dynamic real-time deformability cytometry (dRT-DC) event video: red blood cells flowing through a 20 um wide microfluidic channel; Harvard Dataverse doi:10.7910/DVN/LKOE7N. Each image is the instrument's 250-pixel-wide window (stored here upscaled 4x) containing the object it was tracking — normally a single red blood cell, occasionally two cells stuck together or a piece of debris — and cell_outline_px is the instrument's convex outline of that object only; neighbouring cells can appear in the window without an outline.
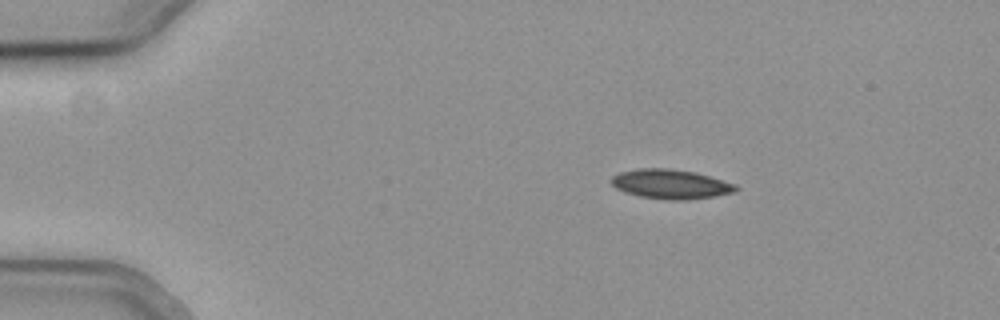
{"species": "common noctule bat (a hibernating species)", "species_latin": "Nyctalus noctula", "temperature_condition": "cold", "stored_images_in_passage": 8, "camera_frame_rate_fps": 3000, "um_per_image_px": 0.085, "animal": {"sex": "female", "body_mass_g": 19.3, "forearm_length_mm": 54.1}, "frame": {"image": 1, "passage_image": 1, "time_ms": 0.0, "image_size_px": [1000, 320], "cell_outline_px": [[740, 188], [736, 192], [716, 196], [684, 200], [672, 200], [640, 196], [624, 192], [616, 188], [608, 180], [612, 176], [620, 172], [636, 168], [672, 168], [696, 172], [736, 184]], "centroid_in_image_um": [57.01, 15.64], "position_along_channel_um": 28.0, "area_um2": 21.62}}